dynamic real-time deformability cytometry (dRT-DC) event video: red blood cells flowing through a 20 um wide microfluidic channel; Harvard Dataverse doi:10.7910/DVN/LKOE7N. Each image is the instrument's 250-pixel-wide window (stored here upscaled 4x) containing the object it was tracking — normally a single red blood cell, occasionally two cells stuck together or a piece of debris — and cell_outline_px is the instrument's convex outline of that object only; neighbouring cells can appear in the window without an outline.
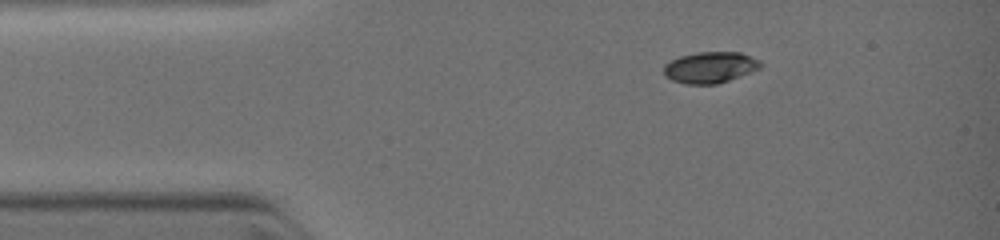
{"species": "common noctule bat (a hibernating species)", "species_latin": "Nyctalus noctula", "temperature_condition": "warm", "stored_images_in_passage": 34, "camera_frame_rate_fps": 3000, "um_per_image_px": 0.085, "animal": {"sex": "female", "body_mass_g": 19.0, "forearm_length_mm": 51.5}, "frame": {"image": 1, "passage_image": 1, "time_ms": 0.0, "image_size_px": [1000, 240], "cell_outline_px": [[764, 64], [760, 68], [728, 80], [716, 84], [684, 84], [672, 80], [664, 76], [664, 64], [680, 56], [696, 52], [740, 52], [760, 60]], "centroid_in_image_um": [60.35, 5.72], "position_along_channel_um": 24.7, "area_um2": 17.57}}
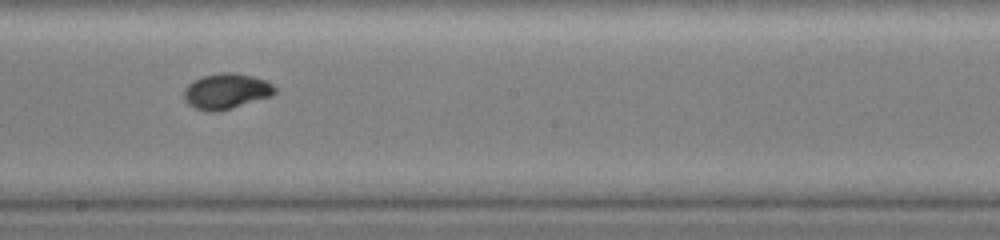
{"frame": {"image": 2, "passage_image": 17, "time_ms": 5.0, "image_size_px": [1000, 240], "cell_outline_px": [[276, 92], [272, 96], [220, 112], [212, 112], [196, 108], [188, 104], [184, 100], [184, 88], [188, 84], [204, 76], [220, 72], [232, 72], [252, 76], [264, 80], [272, 84], [276, 88]], "centroid_in_image_um": [19.24, 7.77], "position_along_channel_um": 229.0, "area_um2": 18.84}}
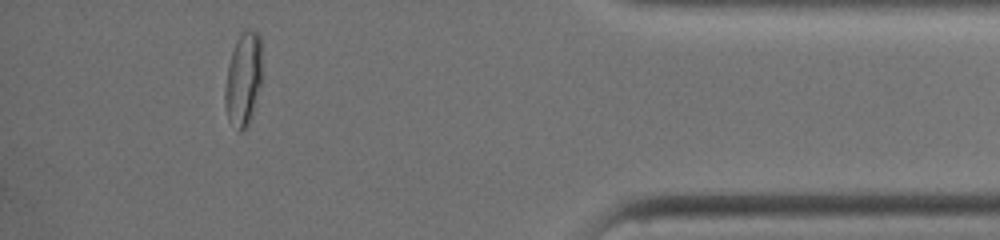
{"frame": {"image": 3, "passage_image": 29, "time_ms": 9.333, "image_size_px": [1000, 240], "cell_outline_px": [[264, 72], [252, 116], [248, 128], [244, 132], [240, 132], [228, 120], [224, 104], [224, 88], [228, 64], [236, 40], [244, 28], [252, 28], [260, 36]], "centroid_in_image_um": [20.71, 6.72], "position_along_channel_um": 414.5, "area_um2": 21.21}}